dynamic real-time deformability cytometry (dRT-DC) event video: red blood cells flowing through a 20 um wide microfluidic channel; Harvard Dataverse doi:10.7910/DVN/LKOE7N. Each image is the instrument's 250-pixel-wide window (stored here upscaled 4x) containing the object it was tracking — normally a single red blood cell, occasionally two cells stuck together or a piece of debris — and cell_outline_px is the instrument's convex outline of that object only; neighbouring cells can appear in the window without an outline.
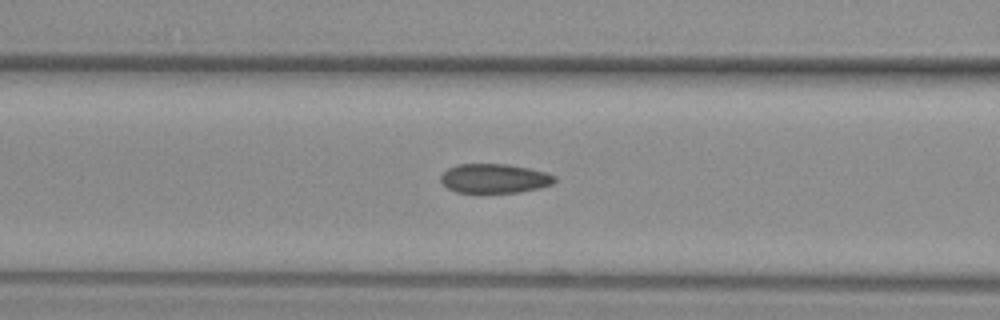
{"species": "common noctule bat (a hibernating species)", "species_latin": "Nyctalus noctula", "temperature_condition": "warm", "stored_images_in_passage": 18, "camera_frame_rate_fps": 3000, "um_per_image_px": 0.085, "animal": {"sex": "female", "body_mass_g": 29.2, "forearm_length_mm": 56.3}, "frame": {"image": 1, "passage_image": 18, "time_ms": 5.667, "image_size_px": [1000, 320], "cell_outline_px": [[556, 180], [552, 184], [540, 188], [520, 192], [480, 196], [456, 192], [448, 188], [440, 180], [440, 176], [448, 168], [456, 164], [508, 164], [548, 172], [556, 176]], "centroid_in_image_um": [42.01, 15.22], "position_along_channel_um": 124.6, "area_um2": 20.4}}